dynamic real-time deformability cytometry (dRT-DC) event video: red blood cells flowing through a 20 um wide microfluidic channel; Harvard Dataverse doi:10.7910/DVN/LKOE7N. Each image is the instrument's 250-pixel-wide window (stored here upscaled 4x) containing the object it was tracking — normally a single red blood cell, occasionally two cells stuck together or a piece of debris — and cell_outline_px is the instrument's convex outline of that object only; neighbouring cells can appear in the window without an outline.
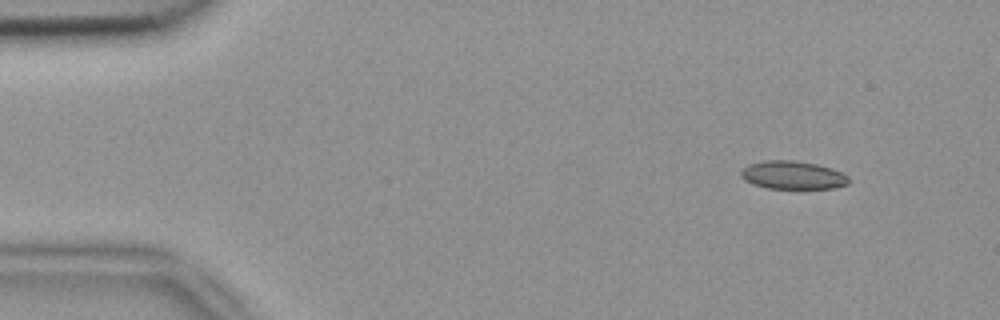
{"species": "common noctule bat (a hibernating species)", "species_latin": "Nyctalus noctula", "temperature_condition": "room temperature", "stored_images_in_passage": 5, "camera_frame_rate_fps": 3000, "um_per_image_px": 0.085, "animal": {"sex": "female", "body_mass_g": 18.4}, "frame": {"image": 1, "passage_image": 2, "time_ms": 0.333, "image_size_px": [1000, 320], "cell_outline_px": [[848, 184], [836, 188], [768, 188], [752, 184], [744, 180], [740, 176], [740, 172], [748, 164], [764, 160], [796, 160], [816, 164], [832, 168], [848, 176]], "centroid_in_image_um": [67.36, 14.88], "position_along_channel_um": 17.6, "area_um2": 17.74}}
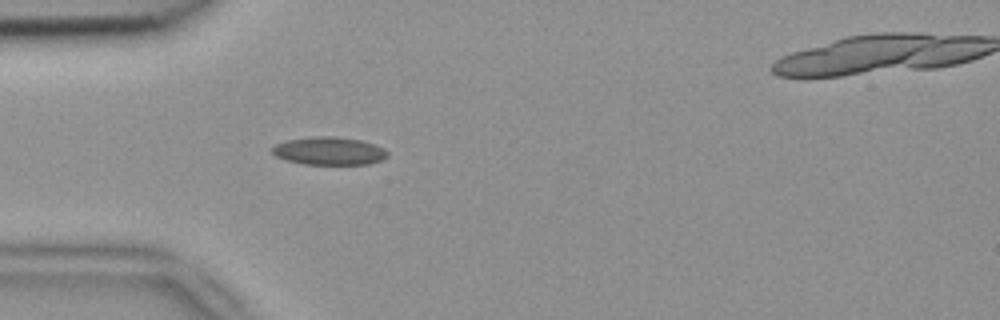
{"frame": {"image": 2, "passage_image": 4, "time_ms": 1.0, "image_size_px": [1000, 320], "cell_outline_px": [[388, 156], [380, 160], [368, 164], [304, 164], [284, 160], [276, 156], [272, 152], [272, 148], [276, 144], [288, 140], [312, 136], [332, 136], [360, 140], [384, 148], [388, 152]], "centroid_in_image_um": [27.96, 12.83], "position_along_channel_um": 57.0, "area_um2": 18.67}}